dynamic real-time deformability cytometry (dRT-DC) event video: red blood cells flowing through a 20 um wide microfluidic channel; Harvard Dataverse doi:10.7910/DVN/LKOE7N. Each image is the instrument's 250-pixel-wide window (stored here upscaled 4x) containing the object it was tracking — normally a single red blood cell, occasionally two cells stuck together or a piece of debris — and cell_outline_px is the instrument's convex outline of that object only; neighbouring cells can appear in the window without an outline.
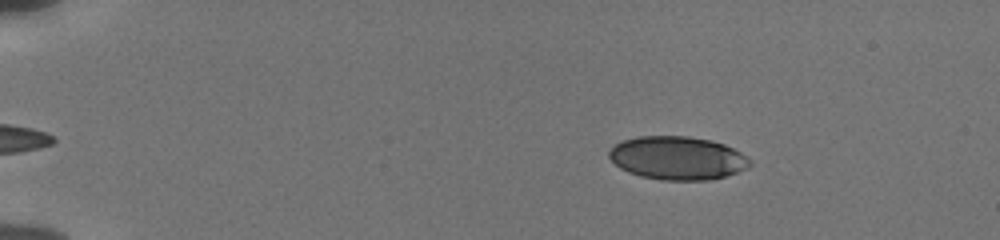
{"species": "human", "species_latin": "Homo sapiens", "temperature_condition": "cold", "stored_images_in_passage": 49, "camera_frame_rate_fps": 3000, "um_per_image_px": 0.085, "donor": {"sex": "male"}, "frame": {"image": 1, "passage_image": 4, "time_ms": 1.0, "image_size_px": [1000, 240], "cell_outline_px": [[752, 164], [748, 168], [724, 176], [708, 180], [660, 180], [640, 176], [628, 172], [620, 168], [608, 156], [608, 152], [620, 140], [640, 136], [688, 136], [712, 140], [724, 144], [740, 152], [752, 160]], "centroid_in_image_um": [57.58, 13.43], "position_along_channel_um": 27.4, "area_um2": 35.66}}
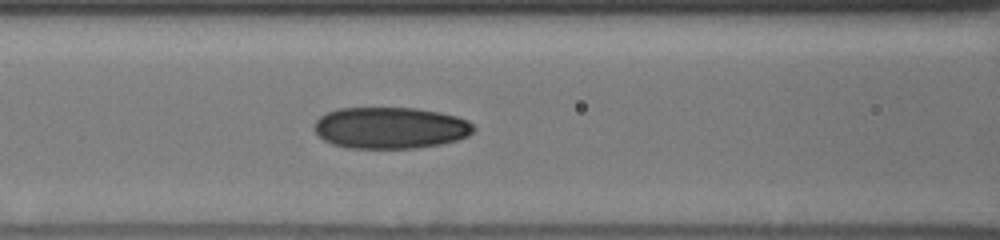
{"frame": {"image": 2, "passage_image": 20, "time_ms": 6.333, "image_size_px": [1000, 240], "cell_outline_px": [[476, 128], [468, 136], [456, 140], [440, 144], [416, 148], [348, 148], [332, 144], [324, 140], [312, 128], [316, 120], [320, 116], [328, 112], [340, 108], [416, 108], [440, 112], [456, 116], [468, 120]], "centroid_in_image_um": [33.18, 10.87], "position_along_channel_um": 133.4, "area_um2": 38.67}}
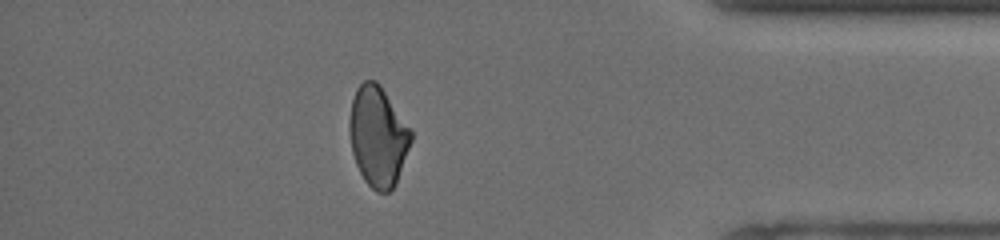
{"frame": {"image": 3, "passage_image": 43, "time_ms": 14.0, "image_size_px": [1000, 240], "cell_outline_px": [[412, 140], [396, 184], [388, 192], [376, 192], [364, 180], [356, 164], [352, 152], [348, 128], [348, 120], [352, 100], [356, 88], [364, 80], [376, 80], [380, 84], [412, 132]], "centroid_in_image_um": [32.1, 11.59], "position_along_channel_um": 403.1, "area_um2": 35.89}, "authors_computed_cell_mechanics": {"area_um2": 37.0498, "velocity_mm_per_s": 3.8613, "shape_relaxation_time_tau1_ms": null, "shape_relaxation_time_tau2_ms": 2.7058, "deformation_change_tau1": null, "deformation_change_tau2": 0.079}}